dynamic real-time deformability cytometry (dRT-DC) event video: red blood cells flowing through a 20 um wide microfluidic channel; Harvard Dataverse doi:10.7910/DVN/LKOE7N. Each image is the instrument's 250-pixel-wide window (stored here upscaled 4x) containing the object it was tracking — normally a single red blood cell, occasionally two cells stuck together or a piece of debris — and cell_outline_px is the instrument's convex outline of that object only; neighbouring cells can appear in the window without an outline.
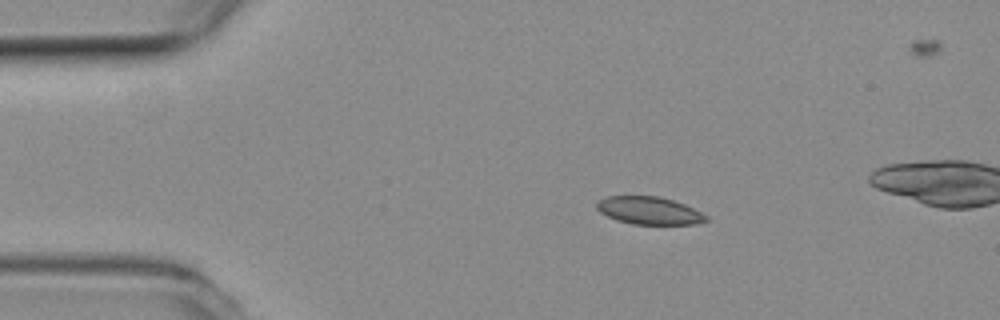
{"species": "common noctule bat (a hibernating species)", "species_latin": "Nyctalus noctula", "temperature_condition": "room temperature", "stored_images_in_passage": 15, "camera_frame_rate_fps": 3000, "um_per_image_px": 0.085, "animal": {"sex": "female", "body_mass_g": 19.3, "forearm_length_mm": 54.1}, "frame": {"image": 1, "passage_image": 9, "time_ms": 2.667, "image_size_px": [1000, 320], "cell_outline_px": [[708, 220], [696, 224], [632, 224], [616, 220], [600, 212], [596, 208], [596, 200], [608, 196], [660, 196], [684, 204], [708, 216]], "centroid_in_image_um": [55.15, 17.89], "position_along_channel_um": 29.9, "area_um2": 17.63}}